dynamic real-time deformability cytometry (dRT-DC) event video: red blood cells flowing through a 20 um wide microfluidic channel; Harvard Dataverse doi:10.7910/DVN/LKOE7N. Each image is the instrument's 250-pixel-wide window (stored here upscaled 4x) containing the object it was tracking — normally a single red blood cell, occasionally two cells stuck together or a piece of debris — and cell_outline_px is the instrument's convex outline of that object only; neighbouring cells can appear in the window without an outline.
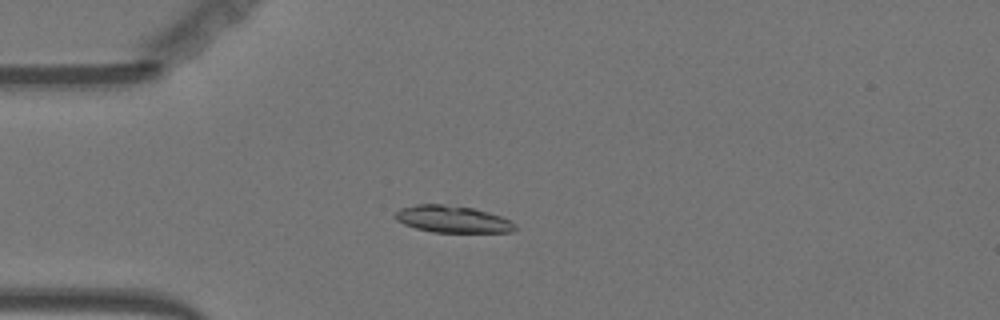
{"species": "Egyptian fruit bat (a non-hibernating species)", "species_latin": "Rousettus aegyptiacus", "temperature_condition": "warm", "stored_images_in_passage": 56, "camera_frame_rate_fps": 3000, "um_per_image_px": 0.085, "animal": {"sex": "female"}, "frame": {"image": 1, "passage_image": 15, "time_ms": 4.667, "image_size_px": [1000, 320], "cell_outline_px": [[516, 228], [512, 232], [432, 232], [416, 228], [404, 224], [396, 220], [392, 216], [400, 208], [416, 204], [444, 204], [472, 208], [488, 212], [512, 220], [516, 224]], "centroid_in_image_um": [38.45, 18.63], "position_along_channel_um": 46.5, "area_um2": 18.9}}
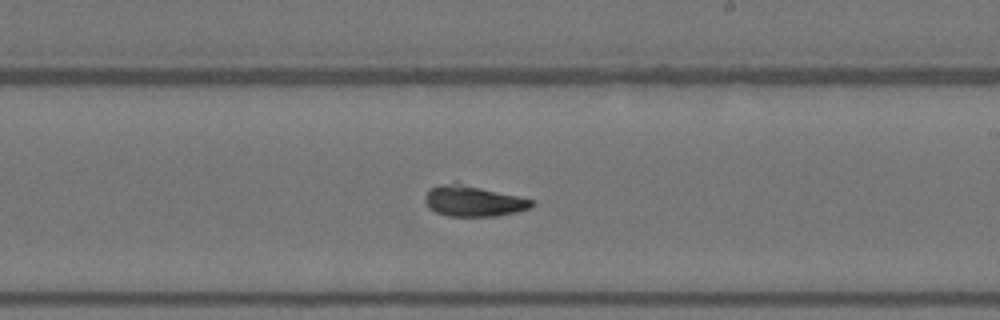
{"frame": {"image": 2, "passage_image": 33, "time_ms": 10.667, "image_size_px": [1000, 320], "cell_outline_px": [[536, 204], [532, 208], [516, 212], [496, 216], [448, 216], [436, 212], [428, 208], [424, 200], [424, 196], [432, 188], [440, 184], [460, 184], [520, 196], [532, 200]], "centroid_in_image_um": [40.26, 17.12], "position_along_channel_um": 248.7, "area_um2": 18.84}}
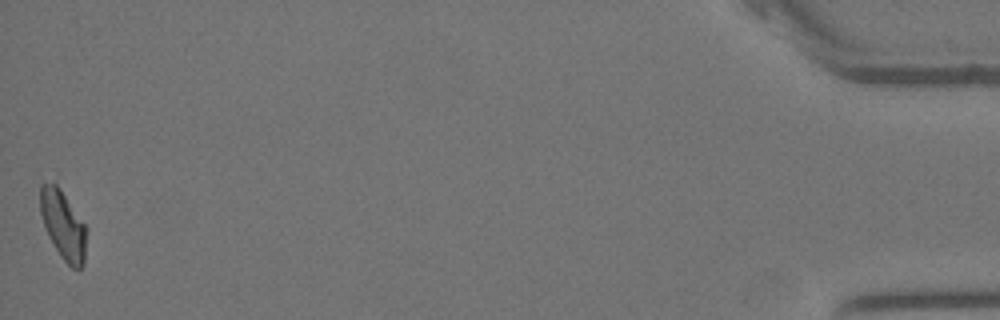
{"frame": {"image": 3, "passage_image": 56, "time_ms": 18.333, "image_size_px": [1000, 320], "cell_outline_px": [[84, 264], [80, 268], [72, 268], [60, 256], [48, 236], [40, 212], [40, 184], [56, 184], [60, 188], [84, 224]], "centroid_in_image_um": [5.32, 19.12], "position_along_channel_um": 429.9, "area_um2": 17.8}}